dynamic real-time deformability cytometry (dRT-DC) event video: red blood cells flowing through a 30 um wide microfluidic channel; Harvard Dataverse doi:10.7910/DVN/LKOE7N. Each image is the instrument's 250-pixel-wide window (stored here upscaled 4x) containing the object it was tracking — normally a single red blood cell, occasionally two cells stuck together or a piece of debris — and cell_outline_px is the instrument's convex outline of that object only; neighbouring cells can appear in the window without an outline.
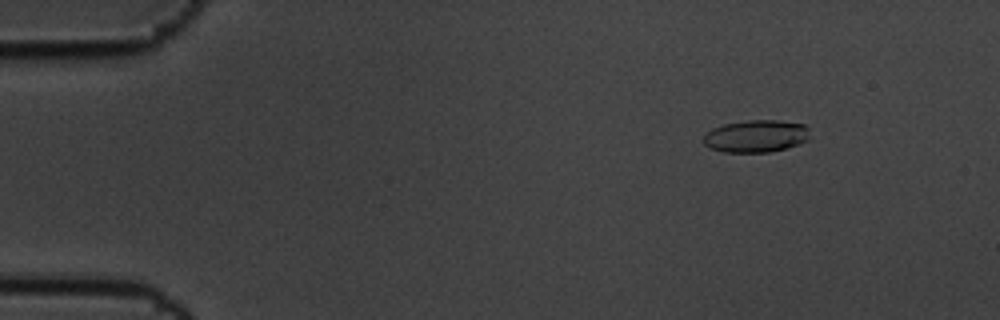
{"species": "common noctule bat (a hibernating species)", "species_latin": "Nyctalus noctula", "temperature_condition": "cold", "stored_images_in_passage": 18, "camera_frame_rate_fps": 3000, "um_per_image_px": 0.085, "animal": {"sex": "male", "body_mass_g": 19.5, "forearm_length_mm": 54.6}, "frame": {"image": 1, "passage_image": 8, "time_ms": 2.333, "image_size_px": [1000, 320], "cell_outline_px": [[808, 140], [784, 148], [768, 152], [724, 152], [708, 148], [704, 144], [704, 136], [712, 128], [724, 124], [748, 120], [776, 120], [804, 124], [808, 128]], "centroid_in_image_um": [64.23, 11.57], "position_along_channel_um": 20.8, "area_um2": 19.88}}